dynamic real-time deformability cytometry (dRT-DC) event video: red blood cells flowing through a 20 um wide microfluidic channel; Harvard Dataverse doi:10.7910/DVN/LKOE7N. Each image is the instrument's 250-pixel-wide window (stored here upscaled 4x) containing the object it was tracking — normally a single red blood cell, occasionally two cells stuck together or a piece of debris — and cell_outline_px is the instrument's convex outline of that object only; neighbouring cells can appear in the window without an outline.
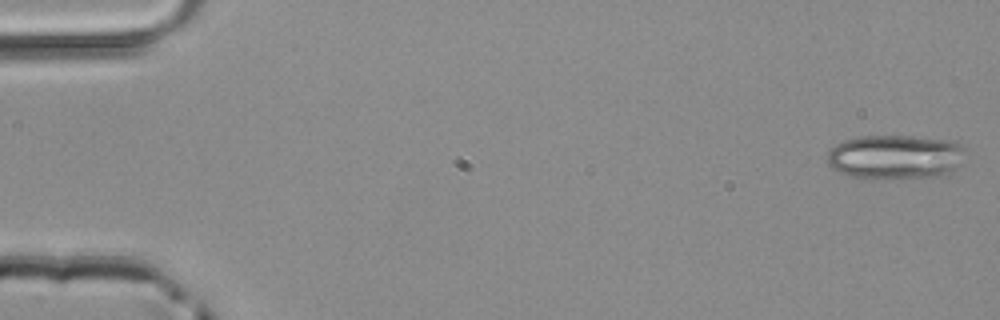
{"species": "common noctule bat (a hibernating species)", "species_latin": "Nyctalus noctula", "temperature_condition": "room temperature", "stored_images_in_passage": 49, "camera_frame_rate_fps": 3000, "um_per_image_px": 0.085, "animal": {"sex": "male", "body_mass_g": 20.4}, "frame": {"image": 1, "passage_image": 1, "time_ms": 0.0, "image_size_px": [1000, 320], "cell_outline_px": [[960, 164], [948, 172], [940, 176], [876, 180], [864, 180], [840, 172], [832, 168], [828, 164], [828, 152], [836, 144], [844, 140], [860, 136], [908, 136], [952, 140], [960, 144]], "centroid_in_image_um": [76.02, 13.36], "position_along_channel_um": 9.0, "area_um2": 35.72}}
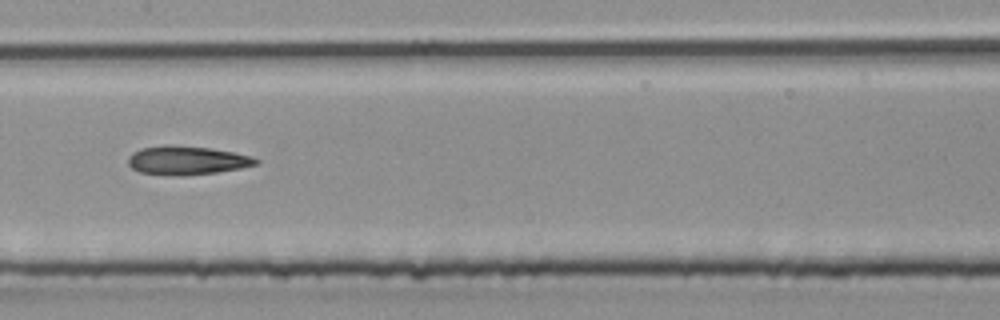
{"frame": {"image": 2, "passage_image": 25, "time_ms": 8.0, "image_size_px": [1000, 320], "cell_outline_px": [[260, 164], [240, 168], [216, 172], [184, 176], [164, 176], [140, 172], [132, 168], [128, 164], [128, 156], [132, 152], [140, 148], [168, 144], [172, 144], [208, 148], [232, 152], [252, 156], [260, 160]], "centroid_in_image_um": [15.85, 13.63], "position_along_channel_um": 191.5, "area_um2": 21.73}}
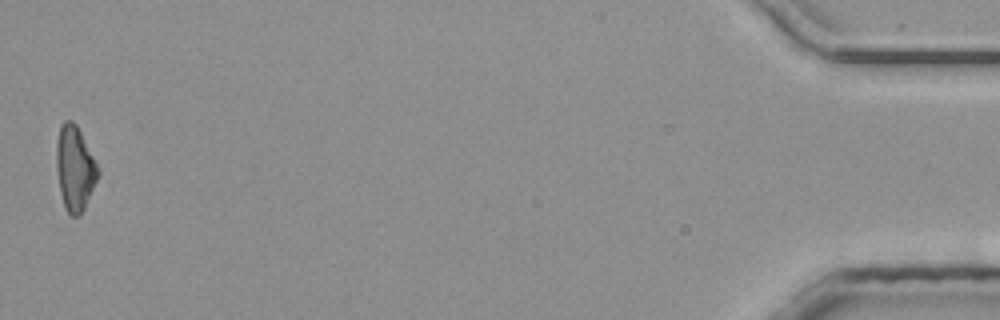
{"frame": {"image": 3, "passage_image": 49, "time_ms": 16.0, "image_size_px": [1000, 320], "cell_outline_px": [[100, 176], [84, 208], [76, 216], [72, 216], [64, 208], [60, 192], [56, 168], [56, 144], [60, 124], [64, 120], [72, 120], [76, 124], [96, 160], [100, 168]], "centroid_in_image_um": [6.37, 14.28], "position_along_channel_um": 428.8, "area_um2": 20.81}}